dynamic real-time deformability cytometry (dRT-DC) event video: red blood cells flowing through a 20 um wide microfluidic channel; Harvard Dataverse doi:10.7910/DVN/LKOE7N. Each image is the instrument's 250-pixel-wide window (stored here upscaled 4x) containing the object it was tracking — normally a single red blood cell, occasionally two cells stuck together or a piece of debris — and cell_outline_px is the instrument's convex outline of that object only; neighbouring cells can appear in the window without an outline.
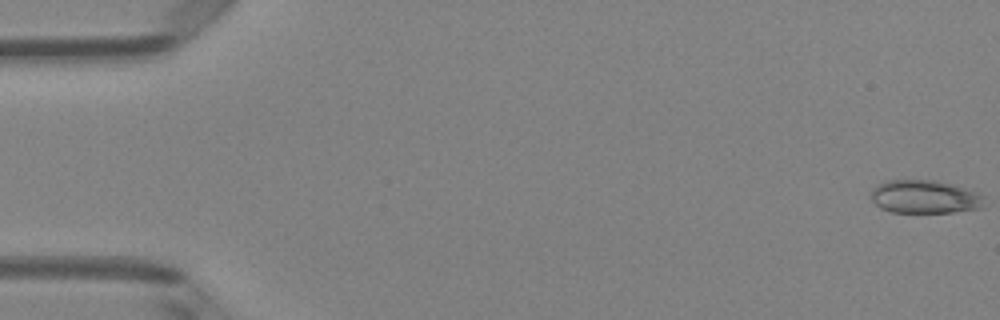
{"species": "Egyptian fruit bat (a non-hibernating species)", "species_latin": "Rousettus aegyptiacus", "temperature_condition": "room temperature", "stored_images_in_passage": 51, "camera_frame_rate_fps": 3000, "um_per_image_px": 0.085, "animal": {"sex": "female"}, "frame": {"image": 1, "passage_image": 1, "time_ms": 0.0, "image_size_px": [1000, 320], "cell_outline_px": [[984, 208], [952, 212], [892, 212], [880, 208], [872, 200], [872, 188], [888, 180], [936, 180], [952, 184], [976, 192], [984, 196]], "centroid_in_image_um": [78.63, 16.73], "position_along_channel_um": 6.4, "area_um2": 21.91}}
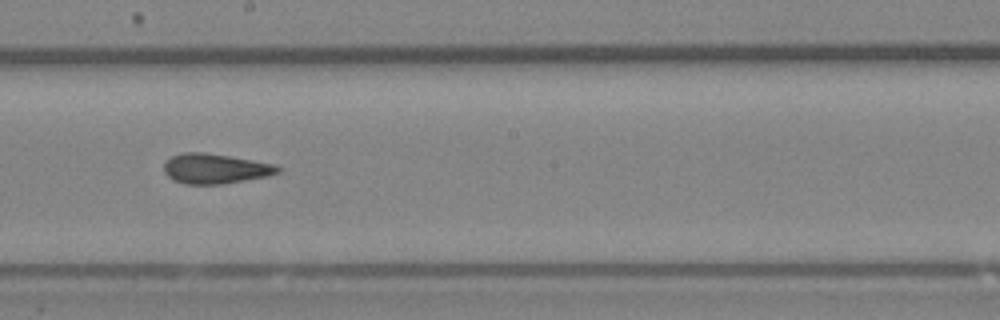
{"frame": {"image": 2, "passage_image": 29, "time_ms": 9.333, "image_size_px": [1000, 320], "cell_outline_px": [[280, 172], [268, 176], [220, 184], [184, 184], [172, 180], [164, 172], [164, 160], [180, 152], [204, 152], [276, 164], [280, 168]], "centroid_in_image_um": [18.25, 14.33], "position_along_channel_um": 230.0, "area_um2": 19.94}}
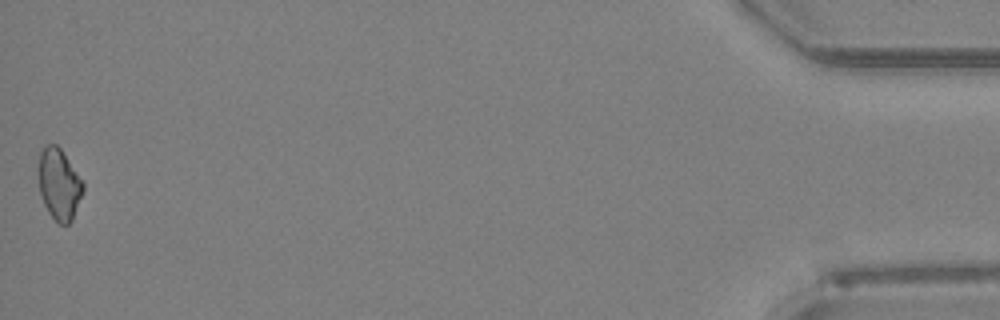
{"frame": {"image": 3, "passage_image": 51, "time_ms": 16.667, "image_size_px": [1000, 320], "cell_outline_px": [[84, 188], [72, 220], [68, 224], [60, 224], [48, 212], [44, 204], [40, 192], [36, 168], [40, 152], [44, 144], [56, 144], [60, 148], [84, 180]], "centroid_in_image_um": [5.0, 15.6], "position_along_channel_um": 430.2, "area_um2": 18.84}, "authors_computed_cell_mechanics": {"area_um2": 19.941, "velocity_mm_per_s": 4.0312, "shape_relaxation_time_tau1_ms": null, "shape_relaxation_time_tau2_ms": 2.0675, "deformation_change_tau1": null, "deformation_change_tau2": 0.0654}}